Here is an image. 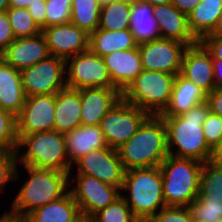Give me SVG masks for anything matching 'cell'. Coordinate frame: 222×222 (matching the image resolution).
<instances>
[{"mask_svg":"<svg viewBox=\"0 0 222 222\" xmlns=\"http://www.w3.org/2000/svg\"><path fill=\"white\" fill-rule=\"evenodd\" d=\"M208 113L209 106L205 101L181 115L161 116L167 130L169 155L203 164L212 159L213 150L205 140L202 127Z\"/></svg>","mask_w":222,"mask_h":222,"instance_id":"cell-1","label":"cell"},{"mask_svg":"<svg viewBox=\"0 0 222 222\" xmlns=\"http://www.w3.org/2000/svg\"><path fill=\"white\" fill-rule=\"evenodd\" d=\"M125 170L159 167L169 155L167 130L160 115H149L118 149Z\"/></svg>","mask_w":222,"mask_h":222,"instance_id":"cell-2","label":"cell"},{"mask_svg":"<svg viewBox=\"0 0 222 222\" xmlns=\"http://www.w3.org/2000/svg\"><path fill=\"white\" fill-rule=\"evenodd\" d=\"M24 166L27 181L21 185L11 203L12 215L26 217L35 209L62 198L69 191V173Z\"/></svg>","mask_w":222,"mask_h":222,"instance_id":"cell-3","label":"cell"},{"mask_svg":"<svg viewBox=\"0 0 222 222\" xmlns=\"http://www.w3.org/2000/svg\"><path fill=\"white\" fill-rule=\"evenodd\" d=\"M120 191L128 193V198L122 193L121 196L140 222H148L166 207L160 167L127 170Z\"/></svg>","mask_w":222,"mask_h":222,"instance_id":"cell-4","label":"cell"},{"mask_svg":"<svg viewBox=\"0 0 222 222\" xmlns=\"http://www.w3.org/2000/svg\"><path fill=\"white\" fill-rule=\"evenodd\" d=\"M17 163L36 168L73 172L68 160L65 136L58 131H43L29 135H17ZM26 151L21 153V148ZM21 155H20V154ZM19 155V156H18Z\"/></svg>","mask_w":222,"mask_h":222,"instance_id":"cell-5","label":"cell"},{"mask_svg":"<svg viewBox=\"0 0 222 222\" xmlns=\"http://www.w3.org/2000/svg\"><path fill=\"white\" fill-rule=\"evenodd\" d=\"M203 163L168 155L160 164L166 206L188 207L199 193Z\"/></svg>","mask_w":222,"mask_h":222,"instance_id":"cell-6","label":"cell"},{"mask_svg":"<svg viewBox=\"0 0 222 222\" xmlns=\"http://www.w3.org/2000/svg\"><path fill=\"white\" fill-rule=\"evenodd\" d=\"M175 76L143 69L122 93V98L149 115H160L171 98Z\"/></svg>","mask_w":222,"mask_h":222,"instance_id":"cell-7","label":"cell"},{"mask_svg":"<svg viewBox=\"0 0 222 222\" xmlns=\"http://www.w3.org/2000/svg\"><path fill=\"white\" fill-rule=\"evenodd\" d=\"M149 114L121 98L106 113L99 127L107 146L118 149L135 134Z\"/></svg>","mask_w":222,"mask_h":222,"instance_id":"cell-8","label":"cell"},{"mask_svg":"<svg viewBox=\"0 0 222 222\" xmlns=\"http://www.w3.org/2000/svg\"><path fill=\"white\" fill-rule=\"evenodd\" d=\"M74 176H72V172L69 173V185L76 182L75 186L69 188V191L78 204L81 215L88 218L121 196L119 188L106 184L93 176L84 174Z\"/></svg>","mask_w":222,"mask_h":222,"instance_id":"cell-9","label":"cell"},{"mask_svg":"<svg viewBox=\"0 0 222 222\" xmlns=\"http://www.w3.org/2000/svg\"><path fill=\"white\" fill-rule=\"evenodd\" d=\"M21 79L26 97L56 94L67 87L65 60L50 55L47 59L22 69Z\"/></svg>","mask_w":222,"mask_h":222,"instance_id":"cell-10","label":"cell"},{"mask_svg":"<svg viewBox=\"0 0 222 222\" xmlns=\"http://www.w3.org/2000/svg\"><path fill=\"white\" fill-rule=\"evenodd\" d=\"M66 85L72 89L115 87L101 56L90 49L65 60Z\"/></svg>","mask_w":222,"mask_h":222,"instance_id":"cell-11","label":"cell"},{"mask_svg":"<svg viewBox=\"0 0 222 222\" xmlns=\"http://www.w3.org/2000/svg\"><path fill=\"white\" fill-rule=\"evenodd\" d=\"M72 165L77 166L76 174L93 176L120 190L122 188L126 170L117 149L107 146L91 151Z\"/></svg>","mask_w":222,"mask_h":222,"instance_id":"cell-12","label":"cell"},{"mask_svg":"<svg viewBox=\"0 0 222 222\" xmlns=\"http://www.w3.org/2000/svg\"><path fill=\"white\" fill-rule=\"evenodd\" d=\"M188 46L173 39H159L138 45L145 70L180 74L184 52Z\"/></svg>","mask_w":222,"mask_h":222,"instance_id":"cell-13","label":"cell"},{"mask_svg":"<svg viewBox=\"0 0 222 222\" xmlns=\"http://www.w3.org/2000/svg\"><path fill=\"white\" fill-rule=\"evenodd\" d=\"M55 94L29 96L16 116L17 135L54 131Z\"/></svg>","mask_w":222,"mask_h":222,"instance_id":"cell-14","label":"cell"},{"mask_svg":"<svg viewBox=\"0 0 222 222\" xmlns=\"http://www.w3.org/2000/svg\"><path fill=\"white\" fill-rule=\"evenodd\" d=\"M51 56L67 60L89 49L90 35L71 22L43 28Z\"/></svg>","mask_w":222,"mask_h":222,"instance_id":"cell-15","label":"cell"},{"mask_svg":"<svg viewBox=\"0 0 222 222\" xmlns=\"http://www.w3.org/2000/svg\"><path fill=\"white\" fill-rule=\"evenodd\" d=\"M180 75L193 82L206 94L216 89L212 55L200 41L186 48Z\"/></svg>","mask_w":222,"mask_h":222,"instance_id":"cell-16","label":"cell"},{"mask_svg":"<svg viewBox=\"0 0 222 222\" xmlns=\"http://www.w3.org/2000/svg\"><path fill=\"white\" fill-rule=\"evenodd\" d=\"M50 56L43 34L33 37L16 38L2 53L0 58L15 69L22 70L47 59Z\"/></svg>","mask_w":222,"mask_h":222,"instance_id":"cell-17","label":"cell"},{"mask_svg":"<svg viewBox=\"0 0 222 222\" xmlns=\"http://www.w3.org/2000/svg\"><path fill=\"white\" fill-rule=\"evenodd\" d=\"M122 98L115 87H87L80 89L81 125H99L106 113Z\"/></svg>","mask_w":222,"mask_h":222,"instance_id":"cell-18","label":"cell"},{"mask_svg":"<svg viewBox=\"0 0 222 222\" xmlns=\"http://www.w3.org/2000/svg\"><path fill=\"white\" fill-rule=\"evenodd\" d=\"M102 58L115 89L121 94L143 71L138 46L124 51H115Z\"/></svg>","mask_w":222,"mask_h":222,"instance_id":"cell-19","label":"cell"},{"mask_svg":"<svg viewBox=\"0 0 222 222\" xmlns=\"http://www.w3.org/2000/svg\"><path fill=\"white\" fill-rule=\"evenodd\" d=\"M153 13L162 39L177 40L187 46L199 42L190 31L188 15L180 12L172 3L154 6Z\"/></svg>","mask_w":222,"mask_h":222,"instance_id":"cell-20","label":"cell"},{"mask_svg":"<svg viewBox=\"0 0 222 222\" xmlns=\"http://www.w3.org/2000/svg\"><path fill=\"white\" fill-rule=\"evenodd\" d=\"M80 89L66 87L55 94L54 131L71 132L81 126Z\"/></svg>","mask_w":222,"mask_h":222,"instance_id":"cell-21","label":"cell"},{"mask_svg":"<svg viewBox=\"0 0 222 222\" xmlns=\"http://www.w3.org/2000/svg\"><path fill=\"white\" fill-rule=\"evenodd\" d=\"M68 160L71 164L91 151L107 147L99 125L78 126L64 134Z\"/></svg>","mask_w":222,"mask_h":222,"instance_id":"cell-22","label":"cell"},{"mask_svg":"<svg viewBox=\"0 0 222 222\" xmlns=\"http://www.w3.org/2000/svg\"><path fill=\"white\" fill-rule=\"evenodd\" d=\"M25 98L21 71L0 58V107L17 116L25 103Z\"/></svg>","mask_w":222,"mask_h":222,"instance_id":"cell-23","label":"cell"},{"mask_svg":"<svg viewBox=\"0 0 222 222\" xmlns=\"http://www.w3.org/2000/svg\"><path fill=\"white\" fill-rule=\"evenodd\" d=\"M206 98L207 94L202 89L180 74H177L169 103L160 116L181 115L194 106L205 102Z\"/></svg>","mask_w":222,"mask_h":222,"instance_id":"cell-24","label":"cell"},{"mask_svg":"<svg viewBox=\"0 0 222 222\" xmlns=\"http://www.w3.org/2000/svg\"><path fill=\"white\" fill-rule=\"evenodd\" d=\"M153 8V5L140 0L131 3L129 30L138 45L161 39Z\"/></svg>","mask_w":222,"mask_h":222,"instance_id":"cell-25","label":"cell"},{"mask_svg":"<svg viewBox=\"0 0 222 222\" xmlns=\"http://www.w3.org/2000/svg\"><path fill=\"white\" fill-rule=\"evenodd\" d=\"M80 216L78 204L68 191L62 198L35 209L26 217L30 222H74Z\"/></svg>","mask_w":222,"mask_h":222,"instance_id":"cell-26","label":"cell"},{"mask_svg":"<svg viewBox=\"0 0 222 222\" xmlns=\"http://www.w3.org/2000/svg\"><path fill=\"white\" fill-rule=\"evenodd\" d=\"M137 46L138 44L129 29L109 31L98 28L90 34L89 49L101 57Z\"/></svg>","mask_w":222,"mask_h":222,"instance_id":"cell-27","label":"cell"},{"mask_svg":"<svg viewBox=\"0 0 222 222\" xmlns=\"http://www.w3.org/2000/svg\"><path fill=\"white\" fill-rule=\"evenodd\" d=\"M221 10L222 0H201L188 15L190 31L198 41L213 31Z\"/></svg>","mask_w":222,"mask_h":222,"instance_id":"cell-28","label":"cell"},{"mask_svg":"<svg viewBox=\"0 0 222 222\" xmlns=\"http://www.w3.org/2000/svg\"><path fill=\"white\" fill-rule=\"evenodd\" d=\"M131 3L114 0L101 6L99 29L118 31L129 29Z\"/></svg>","mask_w":222,"mask_h":222,"instance_id":"cell-29","label":"cell"},{"mask_svg":"<svg viewBox=\"0 0 222 222\" xmlns=\"http://www.w3.org/2000/svg\"><path fill=\"white\" fill-rule=\"evenodd\" d=\"M70 22L89 35L99 28L101 5L98 0H71Z\"/></svg>","mask_w":222,"mask_h":222,"instance_id":"cell-30","label":"cell"},{"mask_svg":"<svg viewBox=\"0 0 222 222\" xmlns=\"http://www.w3.org/2000/svg\"><path fill=\"white\" fill-rule=\"evenodd\" d=\"M188 208L194 221L218 222L222 220V196L198 195Z\"/></svg>","mask_w":222,"mask_h":222,"instance_id":"cell-31","label":"cell"},{"mask_svg":"<svg viewBox=\"0 0 222 222\" xmlns=\"http://www.w3.org/2000/svg\"><path fill=\"white\" fill-rule=\"evenodd\" d=\"M198 195L222 196V164L211 160L203 164Z\"/></svg>","mask_w":222,"mask_h":222,"instance_id":"cell-32","label":"cell"},{"mask_svg":"<svg viewBox=\"0 0 222 222\" xmlns=\"http://www.w3.org/2000/svg\"><path fill=\"white\" fill-rule=\"evenodd\" d=\"M7 14L15 38L33 37L41 33L27 8H8Z\"/></svg>","mask_w":222,"mask_h":222,"instance_id":"cell-33","label":"cell"},{"mask_svg":"<svg viewBox=\"0 0 222 222\" xmlns=\"http://www.w3.org/2000/svg\"><path fill=\"white\" fill-rule=\"evenodd\" d=\"M91 222H140L133 214L125 199L120 196L113 203L96 212Z\"/></svg>","mask_w":222,"mask_h":222,"instance_id":"cell-34","label":"cell"},{"mask_svg":"<svg viewBox=\"0 0 222 222\" xmlns=\"http://www.w3.org/2000/svg\"><path fill=\"white\" fill-rule=\"evenodd\" d=\"M18 145L16 116L0 107V148L16 151Z\"/></svg>","mask_w":222,"mask_h":222,"instance_id":"cell-35","label":"cell"},{"mask_svg":"<svg viewBox=\"0 0 222 222\" xmlns=\"http://www.w3.org/2000/svg\"><path fill=\"white\" fill-rule=\"evenodd\" d=\"M46 28L69 23L71 20V0H46Z\"/></svg>","mask_w":222,"mask_h":222,"instance_id":"cell-36","label":"cell"},{"mask_svg":"<svg viewBox=\"0 0 222 222\" xmlns=\"http://www.w3.org/2000/svg\"><path fill=\"white\" fill-rule=\"evenodd\" d=\"M18 163L16 151H10L0 148V191L6 187V183L17 181L20 177L18 175Z\"/></svg>","mask_w":222,"mask_h":222,"instance_id":"cell-37","label":"cell"},{"mask_svg":"<svg viewBox=\"0 0 222 222\" xmlns=\"http://www.w3.org/2000/svg\"><path fill=\"white\" fill-rule=\"evenodd\" d=\"M202 127L208 146L214 150L222 141V117L209 111Z\"/></svg>","mask_w":222,"mask_h":222,"instance_id":"cell-38","label":"cell"},{"mask_svg":"<svg viewBox=\"0 0 222 222\" xmlns=\"http://www.w3.org/2000/svg\"><path fill=\"white\" fill-rule=\"evenodd\" d=\"M188 207L166 206L159 210L148 222H193Z\"/></svg>","mask_w":222,"mask_h":222,"instance_id":"cell-39","label":"cell"},{"mask_svg":"<svg viewBox=\"0 0 222 222\" xmlns=\"http://www.w3.org/2000/svg\"><path fill=\"white\" fill-rule=\"evenodd\" d=\"M15 39L7 12H0V53H2Z\"/></svg>","mask_w":222,"mask_h":222,"instance_id":"cell-40","label":"cell"},{"mask_svg":"<svg viewBox=\"0 0 222 222\" xmlns=\"http://www.w3.org/2000/svg\"><path fill=\"white\" fill-rule=\"evenodd\" d=\"M27 9L36 25L41 30L46 28V0H33L31 6H28Z\"/></svg>","mask_w":222,"mask_h":222,"instance_id":"cell-41","label":"cell"},{"mask_svg":"<svg viewBox=\"0 0 222 222\" xmlns=\"http://www.w3.org/2000/svg\"><path fill=\"white\" fill-rule=\"evenodd\" d=\"M200 42L214 58L222 60V36L207 35Z\"/></svg>","mask_w":222,"mask_h":222,"instance_id":"cell-42","label":"cell"},{"mask_svg":"<svg viewBox=\"0 0 222 222\" xmlns=\"http://www.w3.org/2000/svg\"><path fill=\"white\" fill-rule=\"evenodd\" d=\"M206 102L211 113L222 117V88H216L207 94Z\"/></svg>","mask_w":222,"mask_h":222,"instance_id":"cell-43","label":"cell"},{"mask_svg":"<svg viewBox=\"0 0 222 222\" xmlns=\"http://www.w3.org/2000/svg\"><path fill=\"white\" fill-rule=\"evenodd\" d=\"M201 0H172V5L175 6L180 12L189 15Z\"/></svg>","mask_w":222,"mask_h":222,"instance_id":"cell-44","label":"cell"},{"mask_svg":"<svg viewBox=\"0 0 222 222\" xmlns=\"http://www.w3.org/2000/svg\"><path fill=\"white\" fill-rule=\"evenodd\" d=\"M214 69V82L216 88H222V60L216 59L212 56Z\"/></svg>","mask_w":222,"mask_h":222,"instance_id":"cell-45","label":"cell"},{"mask_svg":"<svg viewBox=\"0 0 222 222\" xmlns=\"http://www.w3.org/2000/svg\"><path fill=\"white\" fill-rule=\"evenodd\" d=\"M0 222H30L27 217H20L10 214L5 211L3 215L0 216Z\"/></svg>","mask_w":222,"mask_h":222,"instance_id":"cell-46","label":"cell"},{"mask_svg":"<svg viewBox=\"0 0 222 222\" xmlns=\"http://www.w3.org/2000/svg\"><path fill=\"white\" fill-rule=\"evenodd\" d=\"M33 0H9V8H27Z\"/></svg>","mask_w":222,"mask_h":222,"instance_id":"cell-47","label":"cell"},{"mask_svg":"<svg viewBox=\"0 0 222 222\" xmlns=\"http://www.w3.org/2000/svg\"><path fill=\"white\" fill-rule=\"evenodd\" d=\"M214 163L222 164V141L220 144L213 150L212 159Z\"/></svg>","mask_w":222,"mask_h":222,"instance_id":"cell-48","label":"cell"},{"mask_svg":"<svg viewBox=\"0 0 222 222\" xmlns=\"http://www.w3.org/2000/svg\"><path fill=\"white\" fill-rule=\"evenodd\" d=\"M209 35H219L222 36V10L218 17L217 23L215 25V28Z\"/></svg>","mask_w":222,"mask_h":222,"instance_id":"cell-49","label":"cell"},{"mask_svg":"<svg viewBox=\"0 0 222 222\" xmlns=\"http://www.w3.org/2000/svg\"><path fill=\"white\" fill-rule=\"evenodd\" d=\"M140 1L149 3L153 6L172 3V0H140Z\"/></svg>","mask_w":222,"mask_h":222,"instance_id":"cell-50","label":"cell"},{"mask_svg":"<svg viewBox=\"0 0 222 222\" xmlns=\"http://www.w3.org/2000/svg\"><path fill=\"white\" fill-rule=\"evenodd\" d=\"M9 8V0H0V12L7 11Z\"/></svg>","mask_w":222,"mask_h":222,"instance_id":"cell-51","label":"cell"},{"mask_svg":"<svg viewBox=\"0 0 222 222\" xmlns=\"http://www.w3.org/2000/svg\"><path fill=\"white\" fill-rule=\"evenodd\" d=\"M74 222H91V218H88L84 215H81L76 221Z\"/></svg>","mask_w":222,"mask_h":222,"instance_id":"cell-52","label":"cell"},{"mask_svg":"<svg viewBox=\"0 0 222 222\" xmlns=\"http://www.w3.org/2000/svg\"><path fill=\"white\" fill-rule=\"evenodd\" d=\"M113 1H114V0H98L99 4H100L101 6L106 5V4H108V3H110V2H113Z\"/></svg>","mask_w":222,"mask_h":222,"instance_id":"cell-53","label":"cell"},{"mask_svg":"<svg viewBox=\"0 0 222 222\" xmlns=\"http://www.w3.org/2000/svg\"><path fill=\"white\" fill-rule=\"evenodd\" d=\"M122 1L133 3V2L138 1V0H122Z\"/></svg>","mask_w":222,"mask_h":222,"instance_id":"cell-54","label":"cell"}]
</instances>
